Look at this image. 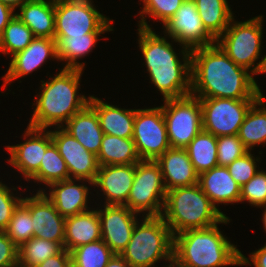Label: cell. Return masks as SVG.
<instances>
[{
  "label": "cell",
  "mask_w": 266,
  "mask_h": 267,
  "mask_svg": "<svg viewBox=\"0 0 266 267\" xmlns=\"http://www.w3.org/2000/svg\"><path fill=\"white\" fill-rule=\"evenodd\" d=\"M34 38L31 29L15 14L0 36V51L12 57L26 49Z\"/></svg>",
  "instance_id": "33"
},
{
  "label": "cell",
  "mask_w": 266,
  "mask_h": 267,
  "mask_svg": "<svg viewBox=\"0 0 266 267\" xmlns=\"http://www.w3.org/2000/svg\"><path fill=\"white\" fill-rule=\"evenodd\" d=\"M69 179L66 162L52 143L45 151L39 170L29 179L44 183L47 187L57 181Z\"/></svg>",
  "instance_id": "34"
},
{
  "label": "cell",
  "mask_w": 266,
  "mask_h": 267,
  "mask_svg": "<svg viewBox=\"0 0 266 267\" xmlns=\"http://www.w3.org/2000/svg\"><path fill=\"white\" fill-rule=\"evenodd\" d=\"M225 216L211 203L199 184L168 190L161 214L173 236L213 226Z\"/></svg>",
  "instance_id": "5"
},
{
  "label": "cell",
  "mask_w": 266,
  "mask_h": 267,
  "mask_svg": "<svg viewBox=\"0 0 266 267\" xmlns=\"http://www.w3.org/2000/svg\"><path fill=\"white\" fill-rule=\"evenodd\" d=\"M256 100L200 99L202 130L214 136L237 135L246 113Z\"/></svg>",
  "instance_id": "12"
},
{
  "label": "cell",
  "mask_w": 266,
  "mask_h": 267,
  "mask_svg": "<svg viewBox=\"0 0 266 267\" xmlns=\"http://www.w3.org/2000/svg\"><path fill=\"white\" fill-rule=\"evenodd\" d=\"M135 176V164L99 166L93 186L101 188L105 205H125Z\"/></svg>",
  "instance_id": "20"
},
{
  "label": "cell",
  "mask_w": 266,
  "mask_h": 267,
  "mask_svg": "<svg viewBox=\"0 0 266 267\" xmlns=\"http://www.w3.org/2000/svg\"><path fill=\"white\" fill-rule=\"evenodd\" d=\"M100 34L104 32H93L77 37H54L58 61L66 62L63 68L83 70L85 64L78 62L77 59L92 52Z\"/></svg>",
  "instance_id": "27"
},
{
  "label": "cell",
  "mask_w": 266,
  "mask_h": 267,
  "mask_svg": "<svg viewBox=\"0 0 266 267\" xmlns=\"http://www.w3.org/2000/svg\"><path fill=\"white\" fill-rule=\"evenodd\" d=\"M247 201L251 206L263 207L266 205V171L257 173L240 188V202Z\"/></svg>",
  "instance_id": "39"
},
{
  "label": "cell",
  "mask_w": 266,
  "mask_h": 267,
  "mask_svg": "<svg viewBox=\"0 0 266 267\" xmlns=\"http://www.w3.org/2000/svg\"><path fill=\"white\" fill-rule=\"evenodd\" d=\"M18 246L0 231V267H18Z\"/></svg>",
  "instance_id": "42"
},
{
  "label": "cell",
  "mask_w": 266,
  "mask_h": 267,
  "mask_svg": "<svg viewBox=\"0 0 266 267\" xmlns=\"http://www.w3.org/2000/svg\"><path fill=\"white\" fill-rule=\"evenodd\" d=\"M164 33L182 47L190 50L212 45L216 40L206 31L194 0H185L174 16L163 25Z\"/></svg>",
  "instance_id": "13"
},
{
  "label": "cell",
  "mask_w": 266,
  "mask_h": 267,
  "mask_svg": "<svg viewBox=\"0 0 266 267\" xmlns=\"http://www.w3.org/2000/svg\"><path fill=\"white\" fill-rule=\"evenodd\" d=\"M155 161L160 166L167 191L198 184L199 175L185 148H169Z\"/></svg>",
  "instance_id": "21"
},
{
  "label": "cell",
  "mask_w": 266,
  "mask_h": 267,
  "mask_svg": "<svg viewBox=\"0 0 266 267\" xmlns=\"http://www.w3.org/2000/svg\"><path fill=\"white\" fill-rule=\"evenodd\" d=\"M229 222L225 216L213 226L174 235L173 254L190 267L239 266L241 251L218 228Z\"/></svg>",
  "instance_id": "4"
},
{
  "label": "cell",
  "mask_w": 266,
  "mask_h": 267,
  "mask_svg": "<svg viewBox=\"0 0 266 267\" xmlns=\"http://www.w3.org/2000/svg\"><path fill=\"white\" fill-rule=\"evenodd\" d=\"M34 267H72L71 253L65 248L59 253Z\"/></svg>",
  "instance_id": "43"
},
{
  "label": "cell",
  "mask_w": 266,
  "mask_h": 267,
  "mask_svg": "<svg viewBox=\"0 0 266 267\" xmlns=\"http://www.w3.org/2000/svg\"><path fill=\"white\" fill-rule=\"evenodd\" d=\"M106 267H132L120 254H114Z\"/></svg>",
  "instance_id": "46"
},
{
  "label": "cell",
  "mask_w": 266,
  "mask_h": 267,
  "mask_svg": "<svg viewBox=\"0 0 266 267\" xmlns=\"http://www.w3.org/2000/svg\"><path fill=\"white\" fill-rule=\"evenodd\" d=\"M82 181L84 183L93 185V182L85 179L69 178L62 181L51 183L49 194L45 189L37 190L43 192L47 198L54 204L55 209L63 216L69 217L80 214L90 210L88 207V186L83 184H76L75 182Z\"/></svg>",
  "instance_id": "19"
},
{
  "label": "cell",
  "mask_w": 266,
  "mask_h": 267,
  "mask_svg": "<svg viewBox=\"0 0 266 267\" xmlns=\"http://www.w3.org/2000/svg\"><path fill=\"white\" fill-rule=\"evenodd\" d=\"M249 150L244 146L237 135H225L217 137L218 166L227 167L233 161L241 158Z\"/></svg>",
  "instance_id": "38"
},
{
  "label": "cell",
  "mask_w": 266,
  "mask_h": 267,
  "mask_svg": "<svg viewBox=\"0 0 266 267\" xmlns=\"http://www.w3.org/2000/svg\"><path fill=\"white\" fill-rule=\"evenodd\" d=\"M198 175L218 165L217 137L201 130L185 147Z\"/></svg>",
  "instance_id": "31"
},
{
  "label": "cell",
  "mask_w": 266,
  "mask_h": 267,
  "mask_svg": "<svg viewBox=\"0 0 266 267\" xmlns=\"http://www.w3.org/2000/svg\"><path fill=\"white\" fill-rule=\"evenodd\" d=\"M21 202L29 209L32 217L34 236L60 243L64 247L65 217L43 192L31 197H22Z\"/></svg>",
  "instance_id": "17"
},
{
  "label": "cell",
  "mask_w": 266,
  "mask_h": 267,
  "mask_svg": "<svg viewBox=\"0 0 266 267\" xmlns=\"http://www.w3.org/2000/svg\"><path fill=\"white\" fill-rule=\"evenodd\" d=\"M89 104L95 109L104 134L120 138H132L135 109H122L92 95Z\"/></svg>",
  "instance_id": "25"
},
{
  "label": "cell",
  "mask_w": 266,
  "mask_h": 267,
  "mask_svg": "<svg viewBox=\"0 0 266 267\" xmlns=\"http://www.w3.org/2000/svg\"><path fill=\"white\" fill-rule=\"evenodd\" d=\"M174 236L161 216H144L133 229L121 256L132 267H155L173 255Z\"/></svg>",
  "instance_id": "6"
},
{
  "label": "cell",
  "mask_w": 266,
  "mask_h": 267,
  "mask_svg": "<svg viewBox=\"0 0 266 267\" xmlns=\"http://www.w3.org/2000/svg\"><path fill=\"white\" fill-rule=\"evenodd\" d=\"M249 260L240 253V265H254V267H266V244L258 250L250 253ZM252 261V262H251Z\"/></svg>",
  "instance_id": "44"
},
{
  "label": "cell",
  "mask_w": 266,
  "mask_h": 267,
  "mask_svg": "<svg viewBox=\"0 0 266 267\" xmlns=\"http://www.w3.org/2000/svg\"><path fill=\"white\" fill-rule=\"evenodd\" d=\"M251 151L246 153L241 158L236 159L227 166V169L231 177L242 187L245 185L259 169H257V162L260 161V157H254Z\"/></svg>",
  "instance_id": "40"
},
{
  "label": "cell",
  "mask_w": 266,
  "mask_h": 267,
  "mask_svg": "<svg viewBox=\"0 0 266 267\" xmlns=\"http://www.w3.org/2000/svg\"><path fill=\"white\" fill-rule=\"evenodd\" d=\"M102 239L100 217L97 209L66 217L64 229V248L73 249Z\"/></svg>",
  "instance_id": "24"
},
{
  "label": "cell",
  "mask_w": 266,
  "mask_h": 267,
  "mask_svg": "<svg viewBox=\"0 0 266 267\" xmlns=\"http://www.w3.org/2000/svg\"><path fill=\"white\" fill-rule=\"evenodd\" d=\"M191 95L257 100L263 93L253 74L236 65L217 43L191 50Z\"/></svg>",
  "instance_id": "1"
},
{
  "label": "cell",
  "mask_w": 266,
  "mask_h": 267,
  "mask_svg": "<svg viewBox=\"0 0 266 267\" xmlns=\"http://www.w3.org/2000/svg\"><path fill=\"white\" fill-rule=\"evenodd\" d=\"M234 20H231L216 43L236 65L250 70L253 75L259 74L263 60V56L260 57L263 47V16L259 15L244 22ZM259 58L261 61L256 63Z\"/></svg>",
  "instance_id": "7"
},
{
  "label": "cell",
  "mask_w": 266,
  "mask_h": 267,
  "mask_svg": "<svg viewBox=\"0 0 266 267\" xmlns=\"http://www.w3.org/2000/svg\"><path fill=\"white\" fill-rule=\"evenodd\" d=\"M62 128L84 148L96 156L98 155L104 133L100 127L97 113L89 103L74 114Z\"/></svg>",
  "instance_id": "23"
},
{
  "label": "cell",
  "mask_w": 266,
  "mask_h": 267,
  "mask_svg": "<svg viewBox=\"0 0 266 267\" xmlns=\"http://www.w3.org/2000/svg\"><path fill=\"white\" fill-rule=\"evenodd\" d=\"M238 136L249 151L256 145L266 144V97L263 94L246 113Z\"/></svg>",
  "instance_id": "29"
},
{
  "label": "cell",
  "mask_w": 266,
  "mask_h": 267,
  "mask_svg": "<svg viewBox=\"0 0 266 267\" xmlns=\"http://www.w3.org/2000/svg\"><path fill=\"white\" fill-rule=\"evenodd\" d=\"M3 4L11 7L14 11L17 7L23 6L25 3L30 2L32 0H0Z\"/></svg>",
  "instance_id": "47"
},
{
  "label": "cell",
  "mask_w": 266,
  "mask_h": 267,
  "mask_svg": "<svg viewBox=\"0 0 266 267\" xmlns=\"http://www.w3.org/2000/svg\"><path fill=\"white\" fill-rule=\"evenodd\" d=\"M49 58L58 60L55 39L35 37L26 49L12 56L8 71L2 77L4 82L2 88H7L6 85L17 78L37 71Z\"/></svg>",
  "instance_id": "18"
},
{
  "label": "cell",
  "mask_w": 266,
  "mask_h": 267,
  "mask_svg": "<svg viewBox=\"0 0 266 267\" xmlns=\"http://www.w3.org/2000/svg\"><path fill=\"white\" fill-rule=\"evenodd\" d=\"M143 2V8L139 12L140 21L138 27L152 29L146 17L160 20L164 25L168 22L176 13L178 8L183 4L185 0H141ZM145 15V16H144Z\"/></svg>",
  "instance_id": "36"
},
{
  "label": "cell",
  "mask_w": 266,
  "mask_h": 267,
  "mask_svg": "<svg viewBox=\"0 0 266 267\" xmlns=\"http://www.w3.org/2000/svg\"><path fill=\"white\" fill-rule=\"evenodd\" d=\"M132 139L141 160H156L170 148L161 106L135 109Z\"/></svg>",
  "instance_id": "11"
},
{
  "label": "cell",
  "mask_w": 266,
  "mask_h": 267,
  "mask_svg": "<svg viewBox=\"0 0 266 267\" xmlns=\"http://www.w3.org/2000/svg\"><path fill=\"white\" fill-rule=\"evenodd\" d=\"M132 138L104 134L97 155L99 166L131 165L140 161Z\"/></svg>",
  "instance_id": "28"
},
{
  "label": "cell",
  "mask_w": 266,
  "mask_h": 267,
  "mask_svg": "<svg viewBox=\"0 0 266 267\" xmlns=\"http://www.w3.org/2000/svg\"><path fill=\"white\" fill-rule=\"evenodd\" d=\"M17 17L26 24L35 37L55 36V6L47 0H32L18 8Z\"/></svg>",
  "instance_id": "26"
},
{
  "label": "cell",
  "mask_w": 266,
  "mask_h": 267,
  "mask_svg": "<svg viewBox=\"0 0 266 267\" xmlns=\"http://www.w3.org/2000/svg\"><path fill=\"white\" fill-rule=\"evenodd\" d=\"M167 261L169 262V264L166 265V267H190L182 262L179 258H177L174 254Z\"/></svg>",
  "instance_id": "48"
},
{
  "label": "cell",
  "mask_w": 266,
  "mask_h": 267,
  "mask_svg": "<svg viewBox=\"0 0 266 267\" xmlns=\"http://www.w3.org/2000/svg\"><path fill=\"white\" fill-rule=\"evenodd\" d=\"M138 44L149 78L163 100L191 94V50L182 48L180 60L173 45L152 29L138 27ZM183 62V63H182Z\"/></svg>",
  "instance_id": "2"
},
{
  "label": "cell",
  "mask_w": 266,
  "mask_h": 267,
  "mask_svg": "<svg viewBox=\"0 0 266 267\" xmlns=\"http://www.w3.org/2000/svg\"><path fill=\"white\" fill-rule=\"evenodd\" d=\"M24 143L8 145L6 150L10 153L7 160L11 166L17 169L26 181L38 170L46 149L53 143L51 130L27 126L24 131Z\"/></svg>",
  "instance_id": "14"
},
{
  "label": "cell",
  "mask_w": 266,
  "mask_h": 267,
  "mask_svg": "<svg viewBox=\"0 0 266 267\" xmlns=\"http://www.w3.org/2000/svg\"><path fill=\"white\" fill-rule=\"evenodd\" d=\"M97 208L100 217L102 240L115 254H121L131 239L133 229L138 222V213L125 205H104Z\"/></svg>",
  "instance_id": "16"
},
{
  "label": "cell",
  "mask_w": 266,
  "mask_h": 267,
  "mask_svg": "<svg viewBox=\"0 0 266 267\" xmlns=\"http://www.w3.org/2000/svg\"><path fill=\"white\" fill-rule=\"evenodd\" d=\"M266 73V55L263 56L262 64L259 70V74Z\"/></svg>",
  "instance_id": "50"
},
{
  "label": "cell",
  "mask_w": 266,
  "mask_h": 267,
  "mask_svg": "<svg viewBox=\"0 0 266 267\" xmlns=\"http://www.w3.org/2000/svg\"><path fill=\"white\" fill-rule=\"evenodd\" d=\"M166 192L158 163L155 160H140L135 164L133 185L125 206L145 216H161Z\"/></svg>",
  "instance_id": "8"
},
{
  "label": "cell",
  "mask_w": 266,
  "mask_h": 267,
  "mask_svg": "<svg viewBox=\"0 0 266 267\" xmlns=\"http://www.w3.org/2000/svg\"><path fill=\"white\" fill-rule=\"evenodd\" d=\"M206 31L217 40L234 18L227 0H194Z\"/></svg>",
  "instance_id": "30"
},
{
  "label": "cell",
  "mask_w": 266,
  "mask_h": 267,
  "mask_svg": "<svg viewBox=\"0 0 266 267\" xmlns=\"http://www.w3.org/2000/svg\"><path fill=\"white\" fill-rule=\"evenodd\" d=\"M113 20L98 11L92 0L55 6V36L77 37L93 32L114 31Z\"/></svg>",
  "instance_id": "10"
},
{
  "label": "cell",
  "mask_w": 266,
  "mask_h": 267,
  "mask_svg": "<svg viewBox=\"0 0 266 267\" xmlns=\"http://www.w3.org/2000/svg\"><path fill=\"white\" fill-rule=\"evenodd\" d=\"M47 1H49L51 4L56 6V5L63 4V3H74V2H81L84 0H47Z\"/></svg>",
  "instance_id": "49"
},
{
  "label": "cell",
  "mask_w": 266,
  "mask_h": 267,
  "mask_svg": "<svg viewBox=\"0 0 266 267\" xmlns=\"http://www.w3.org/2000/svg\"><path fill=\"white\" fill-rule=\"evenodd\" d=\"M83 70L63 68L59 73L41 80V92L35 96L36 106L28 126L48 129L51 126L62 127L74 114L88 103L90 95H79L80 78Z\"/></svg>",
  "instance_id": "3"
},
{
  "label": "cell",
  "mask_w": 266,
  "mask_h": 267,
  "mask_svg": "<svg viewBox=\"0 0 266 267\" xmlns=\"http://www.w3.org/2000/svg\"><path fill=\"white\" fill-rule=\"evenodd\" d=\"M198 184L220 212L217 204L239 203L241 187L231 177L227 167L217 165L201 173L198 177Z\"/></svg>",
  "instance_id": "22"
},
{
  "label": "cell",
  "mask_w": 266,
  "mask_h": 267,
  "mask_svg": "<svg viewBox=\"0 0 266 267\" xmlns=\"http://www.w3.org/2000/svg\"><path fill=\"white\" fill-rule=\"evenodd\" d=\"M70 253L72 267H106L115 254L102 239L81 245Z\"/></svg>",
  "instance_id": "35"
},
{
  "label": "cell",
  "mask_w": 266,
  "mask_h": 267,
  "mask_svg": "<svg viewBox=\"0 0 266 267\" xmlns=\"http://www.w3.org/2000/svg\"><path fill=\"white\" fill-rule=\"evenodd\" d=\"M163 101L161 108L170 148H185L202 130L200 99L190 94Z\"/></svg>",
  "instance_id": "9"
},
{
  "label": "cell",
  "mask_w": 266,
  "mask_h": 267,
  "mask_svg": "<svg viewBox=\"0 0 266 267\" xmlns=\"http://www.w3.org/2000/svg\"><path fill=\"white\" fill-rule=\"evenodd\" d=\"M63 249L60 243L34 236L18 248V267H34Z\"/></svg>",
  "instance_id": "32"
},
{
  "label": "cell",
  "mask_w": 266,
  "mask_h": 267,
  "mask_svg": "<svg viewBox=\"0 0 266 267\" xmlns=\"http://www.w3.org/2000/svg\"><path fill=\"white\" fill-rule=\"evenodd\" d=\"M5 232L18 247L34 237L30 211L22 202L14 209Z\"/></svg>",
  "instance_id": "37"
},
{
  "label": "cell",
  "mask_w": 266,
  "mask_h": 267,
  "mask_svg": "<svg viewBox=\"0 0 266 267\" xmlns=\"http://www.w3.org/2000/svg\"><path fill=\"white\" fill-rule=\"evenodd\" d=\"M265 209V211H264V213H263V215H262V223H263V227H264V230L266 231V205L265 206H263Z\"/></svg>",
  "instance_id": "51"
},
{
  "label": "cell",
  "mask_w": 266,
  "mask_h": 267,
  "mask_svg": "<svg viewBox=\"0 0 266 267\" xmlns=\"http://www.w3.org/2000/svg\"><path fill=\"white\" fill-rule=\"evenodd\" d=\"M51 138L66 162L69 178L94 182L99 169L97 156L84 148L62 127H55L53 131L51 130Z\"/></svg>",
  "instance_id": "15"
},
{
  "label": "cell",
  "mask_w": 266,
  "mask_h": 267,
  "mask_svg": "<svg viewBox=\"0 0 266 267\" xmlns=\"http://www.w3.org/2000/svg\"><path fill=\"white\" fill-rule=\"evenodd\" d=\"M12 188L0 181V231H5L12 218L14 209L21 202L22 198L11 192Z\"/></svg>",
  "instance_id": "41"
},
{
  "label": "cell",
  "mask_w": 266,
  "mask_h": 267,
  "mask_svg": "<svg viewBox=\"0 0 266 267\" xmlns=\"http://www.w3.org/2000/svg\"><path fill=\"white\" fill-rule=\"evenodd\" d=\"M14 12L15 11L11 7L0 1V36L10 20L15 16Z\"/></svg>",
  "instance_id": "45"
}]
</instances>
